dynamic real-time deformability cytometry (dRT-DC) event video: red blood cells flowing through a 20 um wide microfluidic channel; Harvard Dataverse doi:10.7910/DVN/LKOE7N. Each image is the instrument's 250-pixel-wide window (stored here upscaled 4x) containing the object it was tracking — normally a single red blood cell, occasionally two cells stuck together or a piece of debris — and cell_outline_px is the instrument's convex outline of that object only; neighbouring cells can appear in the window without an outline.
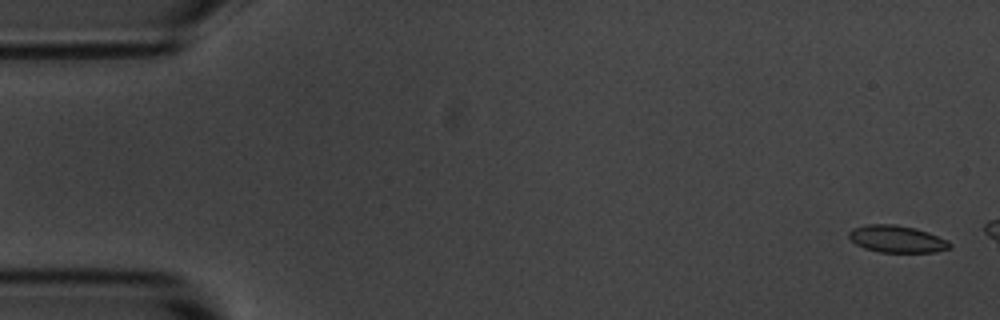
{"species": "common noctule bat (a hibernating species)", "species_latin": "Nyctalus noctula", "temperature_condition": "room temperature", "stored_images_in_passage": 3, "camera_frame_rate_fps": 3000, "um_per_image_px": 0.085, "animal": {"sex": "male", "body_mass_g": 20.1, "forearm_length_mm": 53.5}, "frame": {"image": 1, "passage_image": 1, "time_ms": 0.0, "image_size_px": [1000, 320], "cell_outline_px": [[952, 248], [936, 252], [880, 252], [864, 248], [856, 244], [848, 236], [848, 232], [852, 228], [868, 224], [896, 224], [916, 228], [928, 232], [948, 240], [952, 244]], "centroid_in_image_um": [76.26, 20.31], "position_along_channel_um": 8.7, "area_um2": 16.07}}